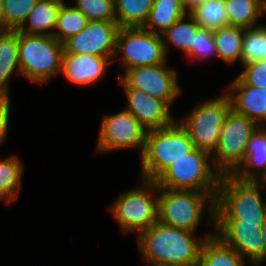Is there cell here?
Segmentation results:
<instances>
[{
	"label": "cell",
	"mask_w": 266,
	"mask_h": 266,
	"mask_svg": "<svg viewBox=\"0 0 266 266\" xmlns=\"http://www.w3.org/2000/svg\"><path fill=\"white\" fill-rule=\"evenodd\" d=\"M196 234L157 220L136 236L140 256L149 266H198L201 246L215 229L203 236Z\"/></svg>",
	"instance_id": "cell-1"
},
{
	"label": "cell",
	"mask_w": 266,
	"mask_h": 266,
	"mask_svg": "<svg viewBox=\"0 0 266 266\" xmlns=\"http://www.w3.org/2000/svg\"><path fill=\"white\" fill-rule=\"evenodd\" d=\"M266 181L240 180L231 174L221 176L215 200V220H241L263 223L266 217Z\"/></svg>",
	"instance_id": "cell-2"
},
{
	"label": "cell",
	"mask_w": 266,
	"mask_h": 266,
	"mask_svg": "<svg viewBox=\"0 0 266 266\" xmlns=\"http://www.w3.org/2000/svg\"><path fill=\"white\" fill-rule=\"evenodd\" d=\"M203 213L207 214V227L215 229V199L209 193L158 187V221L161 223L196 233Z\"/></svg>",
	"instance_id": "cell-3"
},
{
	"label": "cell",
	"mask_w": 266,
	"mask_h": 266,
	"mask_svg": "<svg viewBox=\"0 0 266 266\" xmlns=\"http://www.w3.org/2000/svg\"><path fill=\"white\" fill-rule=\"evenodd\" d=\"M195 149L177 121L167 128L147 131L145 148L140 157V179L155 181L170 165Z\"/></svg>",
	"instance_id": "cell-4"
},
{
	"label": "cell",
	"mask_w": 266,
	"mask_h": 266,
	"mask_svg": "<svg viewBox=\"0 0 266 266\" xmlns=\"http://www.w3.org/2000/svg\"><path fill=\"white\" fill-rule=\"evenodd\" d=\"M221 176L211 154L196 148L170 165L155 182L160 188L209 193L216 200Z\"/></svg>",
	"instance_id": "cell-5"
},
{
	"label": "cell",
	"mask_w": 266,
	"mask_h": 266,
	"mask_svg": "<svg viewBox=\"0 0 266 266\" xmlns=\"http://www.w3.org/2000/svg\"><path fill=\"white\" fill-rule=\"evenodd\" d=\"M64 44L53 36L27 35L18 31L21 77L44 84L62 73Z\"/></svg>",
	"instance_id": "cell-6"
},
{
	"label": "cell",
	"mask_w": 266,
	"mask_h": 266,
	"mask_svg": "<svg viewBox=\"0 0 266 266\" xmlns=\"http://www.w3.org/2000/svg\"><path fill=\"white\" fill-rule=\"evenodd\" d=\"M140 180V186L120 193L109 207L123 234L138 236L158 220V186L155 181Z\"/></svg>",
	"instance_id": "cell-7"
},
{
	"label": "cell",
	"mask_w": 266,
	"mask_h": 266,
	"mask_svg": "<svg viewBox=\"0 0 266 266\" xmlns=\"http://www.w3.org/2000/svg\"><path fill=\"white\" fill-rule=\"evenodd\" d=\"M207 99L198 102L190 113L176 121L187 132L195 148L212 154L217 147L231 103L225 92L216 98Z\"/></svg>",
	"instance_id": "cell-8"
},
{
	"label": "cell",
	"mask_w": 266,
	"mask_h": 266,
	"mask_svg": "<svg viewBox=\"0 0 266 266\" xmlns=\"http://www.w3.org/2000/svg\"><path fill=\"white\" fill-rule=\"evenodd\" d=\"M259 127L246 116L230 109L222 125L218 144L211 154L214 167L222 174H231L243 161L246 146Z\"/></svg>",
	"instance_id": "cell-9"
},
{
	"label": "cell",
	"mask_w": 266,
	"mask_h": 266,
	"mask_svg": "<svg viewBox=\"0 0 266 266\" xmlns=\"http://www.w3.org/2000/svg\"><path fill=\"white\" fill-rule=\"evenodd\" d=\"M121 57V58H119ZM162 35L143 27L120 28L114 61L121 59L124 72L137 66H154L167 62Z\"/></svg>",
	"instance_id": "cell-10"
},
{
	"label": "cell",
	"mask_w": 266,
	"mask_h": 266,
	"mask_svg": "<svg viewBox=\"0 0 266 266\" xmlns=\"http://www.w3.org/2000/svg\"><path fill=\"white\" fill-rule=\"evenodd\" d=\"M147 130L138 119L127 110L102 116L97 138V152L104 153L124 150L139 149V156L145 148Z\"/></svg>",
	"instance_id": "cell-11"
},
{
	"label": "cell",
	"mask_w": 266,
	"mask_h": 266,
	"mask_svg": "<svg viewBox=\"0 0 266 266\" xmlns=\"http://www.w3.org/2000/svg\"><path fill=\"white\" fill-rule=\"evenodd\" d=\"M177 70L166 63L154 66H137L119 74L122 88L139 89L166 101L170 106L182 94Z\"/></svg>",
	"instance_id": "cell-12"
},
{
	"label": "cell",
	"mask_w": 266,
	"mask_h": 266,
	"mask_svg": "<svg viewBox=\"0 0 266 266\" xmlns=\"http://www.w3.org/2000/svg\"><path fill=\"white\" fill-rule=\"evenodd\" d=\"M116 21H89L78 34L64 43V50L72 54H89L114 61L117 35Z\"/></svg>",
	"instance_id": "cell-13"
},
{
	"label": "cell",
	"mask_w": 266,
	"mask_h": 266,
	"mask_svg": "<svg viewBox=\"0 0 266 266\" xmlns=\"http://www.w3.org/2000/svg\"><path fill=\"white\" fill-rule=\"evenodd\" d=\"M261 224L242 223L241 220H215V235L252 266H260L263 246Z\"/></svg>",
	"instance_id": "cell-14"
},
{
	"label": "cell",
	"mask_w": 266,
	"mask_h": 266,
	"mask_svg": "<svg viewBox=\"0 0 266 266\" xmlns=\"http://www.w3.org/2000/svg\"><path fill=\"white\" fill-rule=\"evenodd\" d=\"M123 91L128 103L124 109L133 114L147 131L167 128L176 122L166 101L139 89L123 88Z\"/></svg>",
	"instance_id": "cell-15"
},
{
	"label": "cell",
	"mask_w": 266,
	"mask_h": 266,
	"mask_svg": "<svg viewBox=\"0 0 266 266\" xmlns=\"http://www.w3.org/2000/svg\"><path fill=\"white\" fill-rule=\"evenodd\" d=\"M226 88L231 109L259 126H266V88L247 85L238 76Z\"/></svg>",
	"instance_id": "cell-16"
},
{
	"label": "cell",
	"mask_w": 266,
	"mask_h": 266,
	"mask_svg": "<svg viewBox=\"0 0 266 266\" xmlns=\"http://www.w3.org/2000/svg\"><path fill=\"white\" fill-rule=\"evenodd\" d=\"M111 63L113 61L110 58L72 54L64 50L61 74L74 86L87 87L100 81Z\"/></svg>",
	"instance_id": "cell-17"
},
{
	"label": "cell",
	"mask_w": 266,
	"mask_h": 266,
	"mask_svg": "<svg viewBox=\"0 0 266 266\" xmlns=\"http://www.w3.org/2000/svg\"><path fill=\"white\" fill-rule=\"evenodd\" d=\"M231 175L240 180L266 181V126H259L252 134L243 161Z\"/></svg>",
	"instance_id": "cell-18"
},
{
	"label": "cell",
	"mask_w": 266,
	"mask_h": 266,
	"mask_svg": "<svg viewBox=\"0 0 266 266\" xmlns=\"http://www.w3.org/2000/svg\"><path fill=\"white\" fill-rule=\"evenodd\" d=\"M63 1L38 0L18 31L27 35L53 36L56 20Z\"/></svg>",
	"instance_id": "cell-19"
},
{
	"label": "cell",
	"mask_w": 266,
	"mask_h": 266,
	"mask_svg": "<svg viewBox=\"0 0 266 266\" xmlns=\"http://www.w3.org/2000/svg\"><path fill=\"white\" fill-rule=\"evenodd\" d=\"M20 75L18 60V30L0 34V97L10 96L9 80Z\"/></svg>",
	"instance_id": "cell-20"
},
{
	"label": "cell",
	"mask_w": 266,
	"mask_h": 266,
	"mask_svg": "<svg viewBox=\"0 0 266 266\" xmlns=\"http://www.w3.org/2000/svg\"><path fill=\"white\" fill-rule=\"evenodd\" d=\"M249 266L252 264L226 245L215 234L206 238L200 249L198 266Z\"/></svg>",
	"instance_id": "cell-21"
},
{
	"label": "cell",
	"mask_w": 266,
	"mask_h": 266,
	"mask_svg": "<svg viewBox=\"0 0 266 266\" xmlns=\"http://www.w3.org/2000/svg\"><path fill=\"white\" fill-rule=\"evenodd\" d=\"M224 3L229 26L256 27L266 14V0H224Z\"/></svg>",
	"instance_id": "cell-22"
},
{
	"label": "cell",
	"mask_w": 266,
	"mask_h": 266,
	"mask_svg": "<svg viewBox=\"0 0 266 266\" xmlns=\"http://www.w3.org/2000/svg\"><path fill=\"white\" fill-rule=\"evenodd\" d=\"M187 15L181 0H154L144 29L162 35L175 22Z\"/></svg>",
	"instance_id": "cell-23"
},
{
	"label": "cell",
	"mask_w": 266,
	"mask_h": 266,
	"mask_svg": "<svg viewBox=\"0 0 266 266\" xmlns=\"http://www.w3.org/2000/svg\"><path fill=\"white\" fill-rule=\"evenodd\" d=\"M16 153L0 160V201L7 205L17 200L22 187L24 163Z\"/></svg>",
	"instance_id": "cell-24"
},
{
	"label": "cell",
	"mask_w": 266,
	"mask_h": 266,
	"mask_svg": "<svg viewBox=\"0 0 266 266\" xmlns=\"http://www.w3.org/2000/svg\"><path fill=\"white\" fill-rule=\"evenodd\" d=\"M200 28L201 27L190 14L185 15L175 22L162 34L166 56L169 55L168 52L170 48L174 46L178 51H183L185 57H187L194 49V34H196Z\"/></svg>",
	"instance_id": "cell-25"
},
{
	"label": "cell",
	"mask_w": 266,
	"mask_h": 266,
	"mask_svg": "<svg viewBox=\"0 0 266 266\" xmlns=\"http://www.w3.org/2000/svg\"><path fill=\"white\" fill-rule=\"evenodd\" d=\"M244 29L238 26H226L212 31L218 58L227 65L235 64L237 61L241 65Z\"/></svg>",
	"instance_id": "cell-26"
},
{
	"label": "cell",
	"mask_w": 266,
	"mask_h": 266,
	"mask_svg": "<svg viewBox=\"0 0 266 266\" xmlns=\"http://www.w3.org/2000/svg\"><path fill=\"white\" fill-rule=\"evenodd\" d=\"M154 0H115V17L120 28L144 27Z\"/></svg>",
	"instance_id": "cell-27"
},
{
	"label": "cell",
	"mask_w": 266,
	"mask_h": 266,
	"mask_svg": "<svg viewBox=\"0 0 266 266\" xmlns=\"http://www.w3.org/2000/svg\"><path fill=\"white\" fill-rule=\"evenodd\" d=\"M89 20L73 5L61 4L53 37L64 44L68 39L80 33Z\"/></svg>",
	"instance_id": "cell-28"
},
{
	"label": "cell",
	"mask_w": 266,
	"mask_h": 266,
	"mask_svg": "<svg viewBox=\"0 0 266 266\" xmlns=\"http://www.w3.org/2000/svg\"><path fill=\"white\" fill-rule=\"evenodd\" d=\"M224 0H208L194 9L190 15L203 29L215 31L228 25Z\"/></svg>",
	"instance_id": "cell-29"
},
{
	"label": "cell",
	"mask_w": 266,
	"mask_h": 266,
	"mask_svg": "<svg viewBox=\"0 0 266 266\" xmlns=\"http://www.w3.org/2000/svg\"><path fill=\"white\" fill-rule=\"evenodd\" d=\"M266 60V24L244 29L241 65Z\"/></svg>",
	"instance_id": "cell-30"
},
{
	"label": "cell",
	"mask_w": 266,
	"mask_h": 266,
	"mask_svg": "<svg viewBox=\"0 0 266 266\" xmlns=\"http://www.w3.org/2000/svg\"><path fill=\"white\" fill-rule=\"evenodd\" d=\"M73 2L89 21H116L115 0H75Z\"/></svg>",
	"instance_id": "cell-31"
},
{
	"label": "cell",
	"mask_w": 266,
	"mask_h": 266,
	"mask_svg": "<svg viewBox=\"0 0 266 266\" xmlns=\"http://www.w3.org/2000/svg\"><path fill=\"white\" fill-rule=\"evenodd\" d=\"M38 0H3L4 12L8 25L18 30L26 21L28 14Z\"/></svg>",
	"instance_id": "cell-32"
},
{
	"label": "cell",
	"mask_w": 266,
	"mask_h": 266,
	"mask_svg": "<svg viewBox=\"0 0 266 266\" xmlns=\"http://www.w3.org/2000/svg\"><path fill=\"white\" fill-rule=\"evenodd\" d=\"M210 56L218 57L213 33L210 30L200 28L194 34V49L187 58L192 60L193 63V60H208Z\"/></svg>",
	"instance_id": "cell-33"
},
{
	"label": "cell",
	"mask_w": 266,
	"mask_h": 266,
	"mask_svg": "<svg viewBox=\"0 0 266 266\" xmlns=\"http://www.w3.org/2000/svg\"><path fill=\"white\" fill-rule=\"evenodd\" d=\"M243 71L238 77L247 85L266 88V60L242 65Z\"/></svg>",
	"instance_id": "cell-34"
},
{
	"label": "cell",
	"mask_w": 266,
	"mask_h": 266,
	"mask_svg": "<svg viewBox=\"0 0 266 266\" xmlns=\"http://www.w3.org/2000/svg\"><path fill=\"white\" fill-rule=\"evenodd\" d=\"M10 109H11V98L0 97V145L3 144L4 140L8 135L9 122H10Z\"/></svg>",
	"instance_id": "cell-35"
},
{
	"label": "cell",
	"mask_w": 266,
	"mask_h": 266,
	"mask_svg": "<svg viewBox=\"0 0 266 266\" xmlns=\"http://www.w3.org/2000/svg\"><path fill=\"white\" fill-rule=\"evenodd\" d=\"M13 29L8 25L4 12L3 0H0V34L8 33Z\"/></svg>",
	"instance_id": "cell-36"
},
{
	"label": "cell",
	"mask_w": 266,
	"mask_h": 266,
	"mask_svg": "<svg viewBox=\"0 0 266 266\" xmlns=\"http://www.w3.org/2000/svg\"><path fill=\"white\" fill-rule=\"evenodd\" d=\"M208 0H185L183 2L184 9L187 14H190L194 9L201 6Z\"/></svg>",
	"instance_id": "cell-37"
},
{
	"label": "cell",
	"mask_w": 266,
	"mask_h": 266,
	"mask_svg": "<svg viewBox=\"0 0 266 266\" xmlns=\"http://www.w3.org/2000/svg\"><path fill=\"white\" fill-rule=\"evenodd\" d=\"M261 234H262V263L266 261V217L264 219V222L261 224Z\"/></svg>",
	"instance_id": "cell-38"
}]
</instances>
